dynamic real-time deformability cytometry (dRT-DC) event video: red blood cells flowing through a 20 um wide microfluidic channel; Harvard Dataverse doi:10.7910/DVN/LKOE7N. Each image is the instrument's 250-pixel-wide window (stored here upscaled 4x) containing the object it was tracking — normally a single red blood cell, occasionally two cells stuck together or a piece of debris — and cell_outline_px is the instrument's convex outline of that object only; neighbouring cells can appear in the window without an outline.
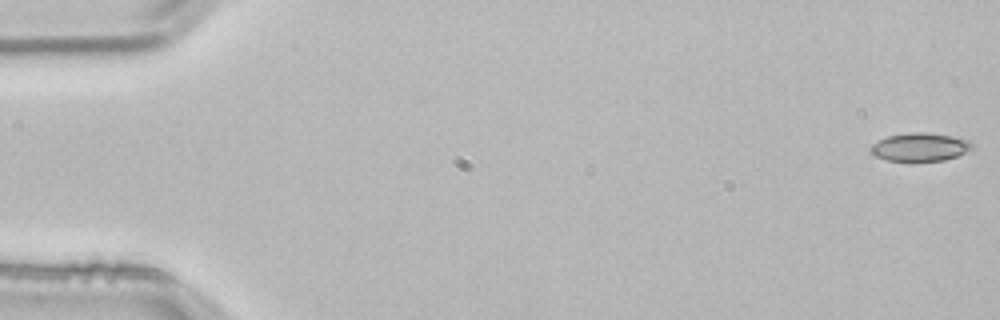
{"species": "common noctule bat (a hibernating species)", "species_latin": "Nyctalus noctula", "temperature_condition": "room temperature", "stored_images_in_passage": 53, "camera_frame_rate_fps": 3000, "um_per_image_px": 0.085, "animal": {"sex": "male", "body_mass_g": 21.5, "forearm_length_mm": 52.0}, "frame": {"image": 1, "passage_image": 1, "time_ms": 0.0, "image_size_px": [1000, 320], "cell_outline_px": [[972, 148], [956, 156], [944, 160], [888, 160], [876, 156], [868, 152], [868, 148], [872, 144], [888, 136], [912, 132], [924, 132], [952, 136], [968, 140], [972, 144]], "centroid_in_image_um": [78.15, 12.48], "position_along_channel_um": 6.8, "area_um2": 16.36}}
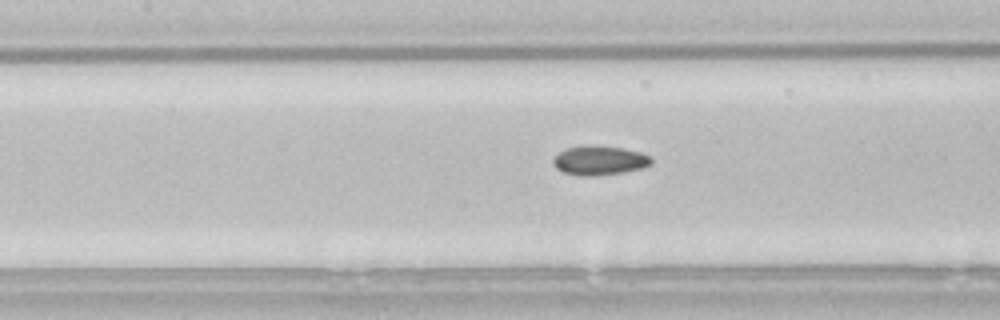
{"frame": {"image": 2, "passage_image": 24, "time_ms": 7.667, "image_size_px": [1000, 320], "cell_outline_px": [[652, 164], [640, 168], [620, 172], [596, 176], [580, 176], [564, 172], [556, 168], [552, 164], [552, 160], [564, 148], [624, 148], [640, 152], [648, 156], [652, 160]], "centroid_in_image_um": [50.94, 13.68], "position_along_channel_um": 156.5, "area_um2": 15.9}}
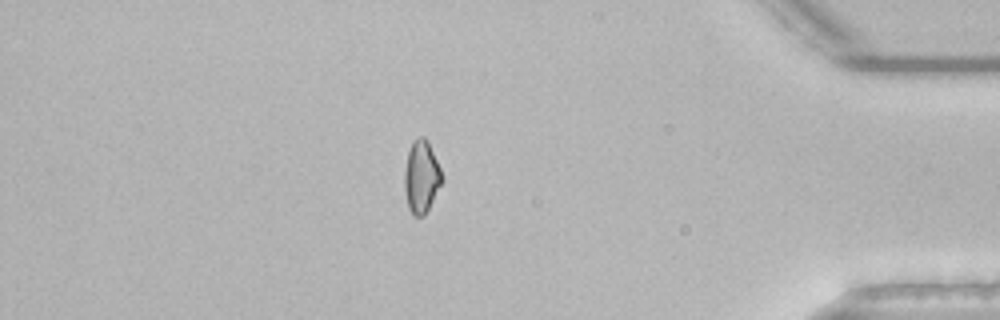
{"frame": {"image": 3, "passage_image": 46, "time_ms": 15.0, "image_size_px": [1000, 320], "cell_outline_px": [[444, 180], [424, 216], [412, 216], [408, 208], [404, 188], [404, 172], [408, 152], [412, 144], [420, 136], [424, 136], [428, 140], [440, 168]], "centroid_in_image_um": [35.82, 15.06], "position_along_channel_um": 399.4, "area_um2": 15.84}, "authors_computed_cell_mechanics": {"area_um2": 16.1262, "velocity_mm_per_s": 3.841, "shape_relaxation_time_tau1_ms": 10.0852, "shape_relaxation_time_tau2_ms": 3.5172, "deformation_change_tau1": 0.1719, "deformation_change_tau2": 0.0791}}